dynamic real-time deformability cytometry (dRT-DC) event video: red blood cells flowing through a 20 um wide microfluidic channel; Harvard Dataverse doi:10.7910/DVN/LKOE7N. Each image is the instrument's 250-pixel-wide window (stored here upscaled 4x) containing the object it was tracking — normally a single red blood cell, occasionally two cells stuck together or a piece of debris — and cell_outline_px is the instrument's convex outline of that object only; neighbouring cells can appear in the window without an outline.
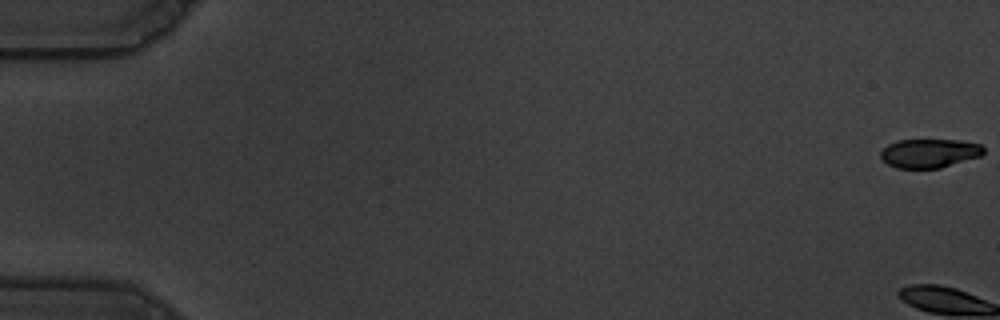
{"species": "common noctule bat (a hibernating species)", "species_latin": "Nyctalus noctula", "temperature_condition": "warm", "stored_images_in_passage": 60, "camera_frame_rate_fps": 3000, "um_per_image_px": 0.085, "animal": {"sex": "male", "body_mass_g": 19.5, "forearm_length_mm": 54.6}, "frame": {"image": 1, "passage_image": 1, "time_ms": 0.0, "image_size_px": [1000, 320], "cell_outline_px": [[984, 152], [980, 156], [940, 168], [896, 168], [888, 164], [880, 156], [880, 152], [888, 144], [896, 140], [960, 140], [980, 144], [984, 148]], "centroid_in_image_um": [78.99, 13.02], "position_along_channel_um": 6.0, "area_um2": 17.28}}
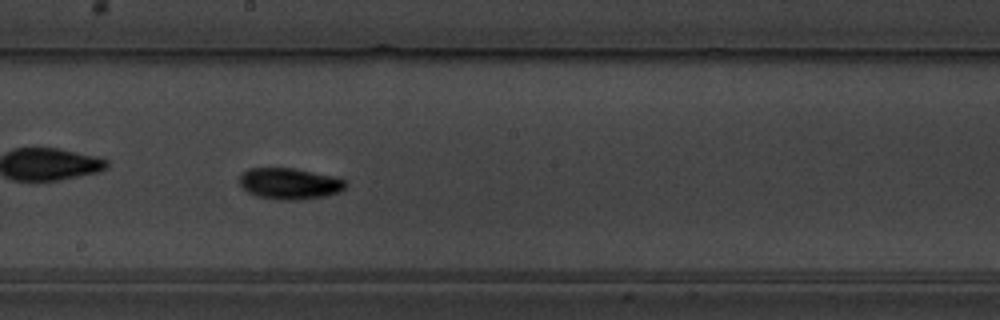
{"frame": {"image": 2, "passage_image": 35, "time_ms": 11.333, "image_size_px": [1000, 320], "cell_outline_px": [[348, 184], [340, 192], [324, 196], [296, 200], [280, 200], [256, 196], [248, 192], [240, 184], [240, 172], [248, 168], [292, 168], [336, 176], [344, 180]], "centroid_in_image_um": [24.61, 15.6], "position_along_channel_um": 223.6, "area_um2": 19.42}}
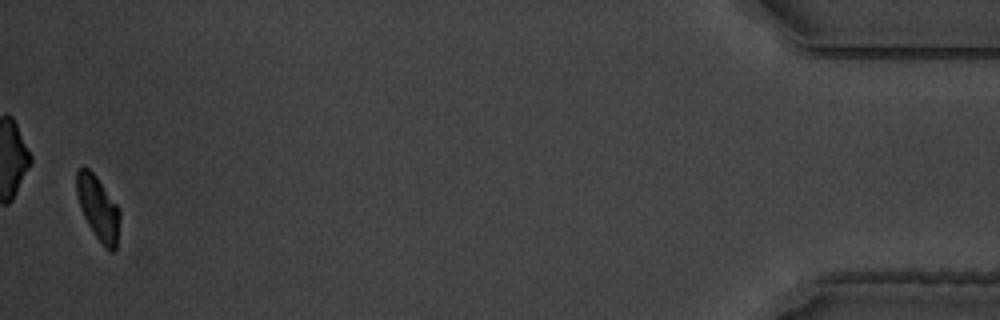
{"frame": {"image": 3, "passage_image": 59, "time_ms": 19.333, "image_size_px": [1000, 320], "cell_outline_px": [[120, 216], [116, 252], [108, 252], [104, 248], [88, 224], [80, 208], [76, 196], [76, 172], [80, 168], [88, 168], [96, 176], [116, 204], [120, 212]], "centroid_in_image_um": [8.34, 17.74], "position_along_channel_um": 426.9, "area_um2": 16.13}, "authors_computed_cell_mechanics": {"area_um2": 17.4267, "velocity_mm_per_s": 3.5701, "shape_relaxation_time_tau1_ms": 3.0215, "shape_relaxation_time_tau2_ms": 5.7217, "deformation_change_tau1": 0.1386, "deformation_change_tau2": 0.0702}}